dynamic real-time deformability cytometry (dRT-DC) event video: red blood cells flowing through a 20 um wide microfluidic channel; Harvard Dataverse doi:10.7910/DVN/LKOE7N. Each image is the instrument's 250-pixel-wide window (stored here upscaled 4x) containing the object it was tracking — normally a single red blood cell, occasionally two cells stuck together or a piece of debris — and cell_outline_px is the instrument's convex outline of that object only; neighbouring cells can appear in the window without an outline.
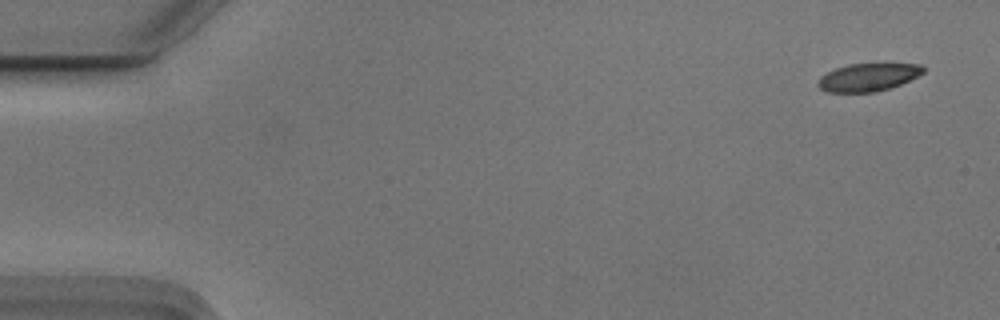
{"species": "Egyptian fruit bat (a non-hibernating species)", "species_latin": "Rousettus aegyptiacus", "temperature_condition": "cold", "stored_images_in_passage": 53, "camera_frame_rate_fps": 3000, "um_per_image_px": 0.085, "animal": {"sex": "male"}, "frame": {"image": 1, "passage_image": 1, "time_ms": 0.0, "image_size_px": [1000, 320], "cell_outline_px": [[924, 72], [900, 84], [876, 92], [828, 92], [820, 88], [816, 84], [820, 76], [836, 68], [848, 64], [920, 64], [924, 68]], "centroid_in_image_um": [73.75, 6.57], "position_along_channel_um": 11.3, "area_um2": 16.82}}
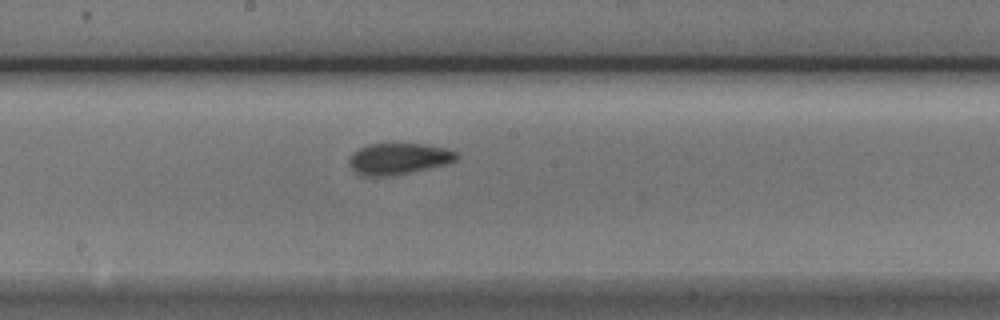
{"frame": {"image": 2, "passage_image": 28, "time_ms": 9.0, "image_size_px": [1000, 320], "cell_outline_px": [[460, 156], [456, 160], [444, 164], [408, 172], [388, 176], [360, 176], [348, 164], [348, 160], [352, 152], [368, 144], [424, 144], [444, 148], [456, 152]], "centroid_in_image_um": [33.82, 13.49], "position_along_channel_um": 214.4, "area_um2": 19.36}}
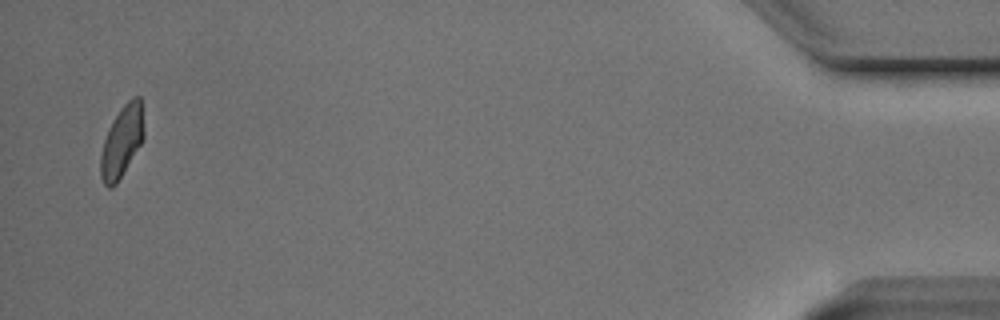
{"frame": {"image": 3, "passage_image": 52, "time_ms": 17.0, "image_size_px": [1000, 320], "cell_outline_px": [[144, 136], [140, 144], [116, 184], [112, 188], [108, 188], [104, 184], [100, 176], [100, 156], [104, 140], [108, 128], [112, 120], [124, 104], [132, 96], [140, 96], [144, 128]], "centroid_in_image_um": [10.34, 12.01], "position_along_channel_um": 424.9, "area_um2": 17.86}, "authors_computed_cell_mechanics": {"area_um2": 18.6694, "velocity_mm_per_s": 3.7253, "shape_relaxation_time_tau1_ms": null, "shape_relaxation_time_tau2_ms": 1.4701, "deformation_change_tau1": null, "deformation_change_tau2": 0.0711}}